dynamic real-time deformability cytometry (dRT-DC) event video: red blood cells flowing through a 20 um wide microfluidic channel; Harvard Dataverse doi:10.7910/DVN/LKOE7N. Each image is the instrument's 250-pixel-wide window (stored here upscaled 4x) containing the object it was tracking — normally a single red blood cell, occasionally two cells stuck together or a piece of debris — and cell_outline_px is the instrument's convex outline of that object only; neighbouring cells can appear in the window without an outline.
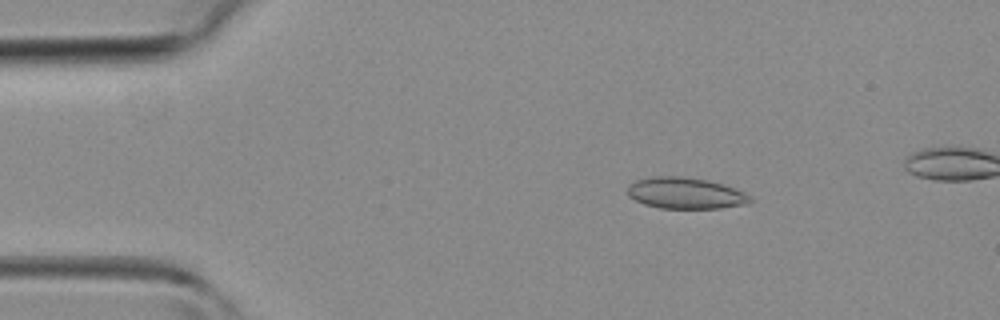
{"species": "common noctule bat (a hibernating species)", "species_latin": "Nyctalus noctula", "temperature_condition": "room temperature", "stored_images_in_passage": 10, "camera_frame_rate_fps": 3000, "um_per_image_px": 0.085, "animal": {"sex": "female", "body_mass_g": 19.3, "forearm_length_mm": 54.1}, "frame": {"image": 1, "passage_image": 7, "time_ms": 2.0, "image_size_px": [1000, 320], "cell_outline_px": [[752, 200], [748, 204], [720, 208], [660, 208], [644, 204], [628, 196], [628, 184], [636, 180], [652, 176], [680, 176], [704, 180], [724, 184], [744, 192], [752, 196]], "centroid_in_image_um": [58.27, 16.42], "position_along_channel_um": 26.7, "area_um2": 22.37}}